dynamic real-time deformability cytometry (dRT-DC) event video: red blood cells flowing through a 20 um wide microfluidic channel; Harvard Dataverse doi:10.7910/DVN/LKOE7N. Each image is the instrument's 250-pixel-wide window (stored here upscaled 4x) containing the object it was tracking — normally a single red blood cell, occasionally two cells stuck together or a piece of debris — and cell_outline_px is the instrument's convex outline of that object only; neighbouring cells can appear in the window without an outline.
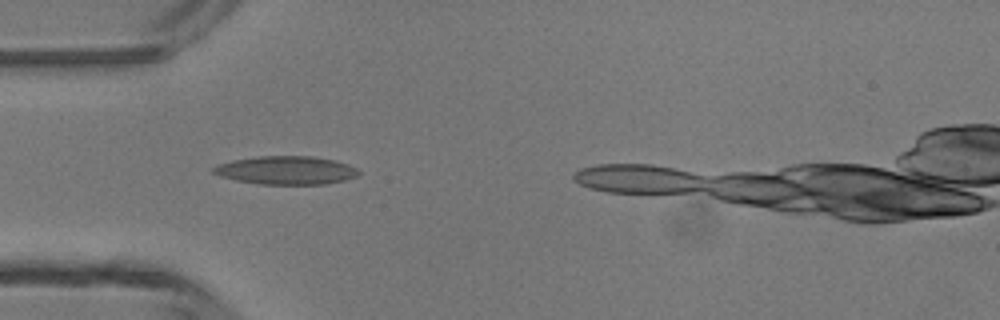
{"species": "common noctule bat (a hibernating species)", "species_latin": "Nyctalus noctula", "temperature_condition": "room temperature", "stored_images_in_passage": 3, "camera_frame_rate_fps": 3000, "um_per_image_px": 0.085, "animal": {"sex": "male", "body_mass_g": 13.3}, "frame": {"image": 1, "passage_image": 2, "time_ms": 1.333, "image_size_px": [1000, 320], "cell_outline_px": [[360, 172], [356, 176], [344, 180], [328, 184], [260, 184], [236, 180], [220, 176], [212, 172], [212, 168], [220, 164], [232, 160], [256, 156], [312, 156], [336, 160], [348, 164], [356, 168]], "centroid_in_image_um": [24.33, 14.47], "position_along_channel_um": 60.7, "area_um2": 23.99}}
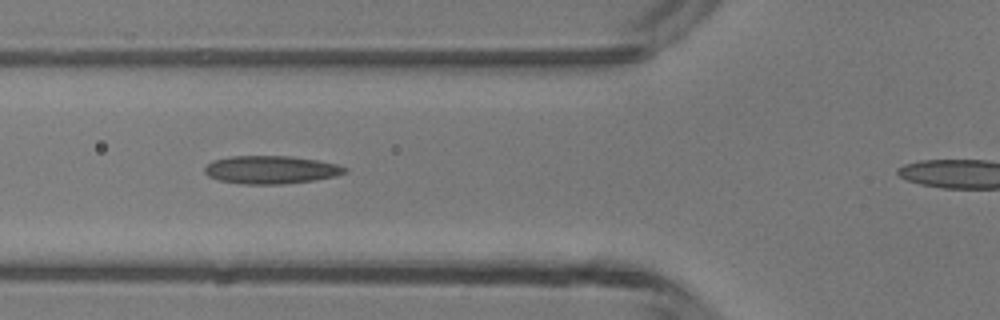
{"frame": {"image": 2, "passage_image": 3, "time_ms": 2.333, "image_size_px": [1000, 320], "cell_outline_px": [[348, 172], [336, 176], [312, 180], [280, 184], [244, 184], [220, 180], [208, 176], [204, 172], [204, 168], [212, 160], [228, 156], [292, 156], [316, 160], [336, 164], [348, 168]], "centroid_in_image_um": [23.02, 14.42], "position_along_channel_um": 102.8, "area_um2": 22.83}}